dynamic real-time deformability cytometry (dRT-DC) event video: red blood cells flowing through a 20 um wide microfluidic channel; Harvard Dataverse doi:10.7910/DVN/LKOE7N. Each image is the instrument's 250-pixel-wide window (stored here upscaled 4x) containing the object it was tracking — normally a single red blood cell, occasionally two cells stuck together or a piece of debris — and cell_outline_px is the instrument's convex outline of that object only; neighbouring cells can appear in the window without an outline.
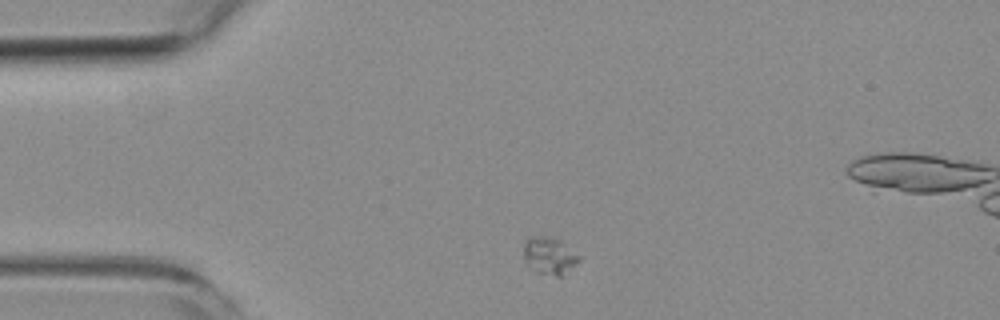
{"species": "common noctule bat (a hibernating species)", "species_latin": "Nyctalus noctula", "temperature_condition": "room temperature", "stored_images_in_passage": 3, "camera_frame_rate_fps": 3000, "um_per_image_px": 0.085, "animal": {"sex": "female", "body_mass_g": 19.3, "forearm_length_mm": 54.1}, "frame": {"image": 1, "passage_image": 1, "time_ms": 0.0, "image_size_px": [1000, 320], "cell_outline_px": [[580, 260], [572, 268], [560, 276], [556, 276], [536, 272], [524, 264], [524, 240], [528, 236], [552, 236], [560, 240], [580, 256]], "centroid_in_image_um": [46.66, 21.72], "position_along_channel_um": 38.3, "area_um2": 12.25}}